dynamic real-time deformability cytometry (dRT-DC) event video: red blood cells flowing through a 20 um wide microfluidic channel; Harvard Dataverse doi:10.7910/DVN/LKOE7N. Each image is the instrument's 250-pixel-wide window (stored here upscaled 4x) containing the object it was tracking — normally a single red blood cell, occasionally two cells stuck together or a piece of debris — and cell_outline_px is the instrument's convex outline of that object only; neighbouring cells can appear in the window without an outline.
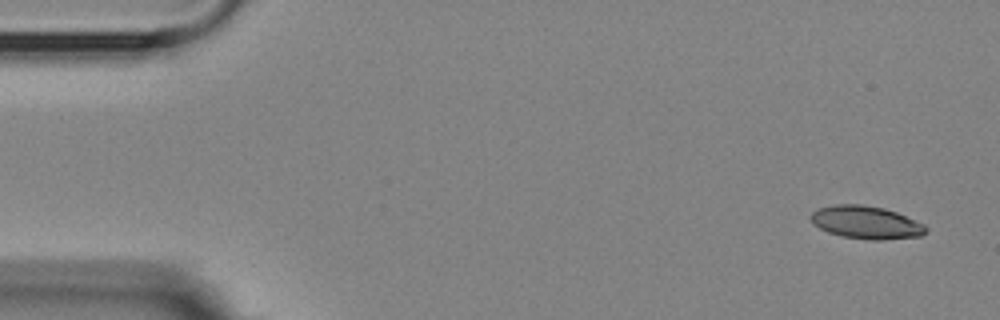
{"species": "Egyptian fruit bat (a non-hibernating species)", "species_latin": "Rousettus aegyptiacus", "temperature_condition": "room temperature", "stored_images_in_passage": 4, "camera_frame_rate_fps": 3000, "um_per_image_px": 0.085, "animal": {"sex": "female"}, "frame": {"image": 1, "passage_image": 1, "time_ms": 0.0, "image_size_px": [1000, 320], "cell_outline_px": [[928, 228], [920, 236], [880, 240], [868, 240], [844, 236], [828, 232], [812, 224], [812, 212], [820, 208], [836, 204], [860, 204], [884, 208], [896, 212], [924, 224]], "centroid_in_image_um": [73.62, 18.9], "position_along_channel_um": 11.4, "area_um2": 21.79}}
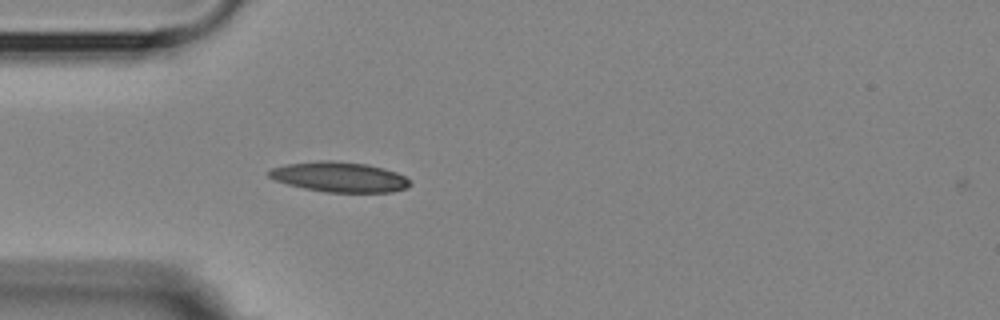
{"frame": {"image": 2, "passage_image": 4, "time_ms": 4.333, "image_size_px": [1000, 320], "cell_outline_px": [[412, 184], [408, 188], [392, 192], [328, 192], [304, 188], [288, 184], [276, 180], [268, 176], [268, 172], [272, 168], [288, 164], [316, 160], [332, 160], [368, 164], [384, 168], [396, 172], [404, 176]], "centroid_in_image_um": [28.88, 15.03], "position_along_channel_um": 56.1, "area_um2": 24.74}}